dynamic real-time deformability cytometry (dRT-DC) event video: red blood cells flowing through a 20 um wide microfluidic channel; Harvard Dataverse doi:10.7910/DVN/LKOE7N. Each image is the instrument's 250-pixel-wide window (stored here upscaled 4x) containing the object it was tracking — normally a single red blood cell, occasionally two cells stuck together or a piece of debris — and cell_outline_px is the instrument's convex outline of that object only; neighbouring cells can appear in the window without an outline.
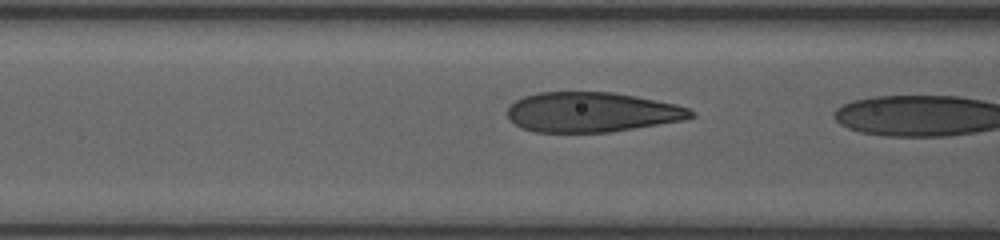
{"species": "human", "species_latin": "Homo sapiens", "temperature_condition": "room temperature", "stored_images_in_passage": 10, "camera_frame_rate_fps": 3000, "um_per_image_px": 0.085, "donor": {"sex": "female"}, "frame": {"image": 1, "passage_image": 7, "time_ms": 1.333, "image_size_px": [1000, 240], "cell_outline_px": [[696, 116], [684, 120], [608, 132], [536, 132], [520, 128], [508, 116], [508, 108], [516, 100], [524, 96], [540, 92], [612, 92], [636, 96], [676, 104], [688, 108], [696, 112]], "centroid_in_image_um": [50.32, 9.53], "position_along_channel_um": 116.3, "area_um2": 42.54}}